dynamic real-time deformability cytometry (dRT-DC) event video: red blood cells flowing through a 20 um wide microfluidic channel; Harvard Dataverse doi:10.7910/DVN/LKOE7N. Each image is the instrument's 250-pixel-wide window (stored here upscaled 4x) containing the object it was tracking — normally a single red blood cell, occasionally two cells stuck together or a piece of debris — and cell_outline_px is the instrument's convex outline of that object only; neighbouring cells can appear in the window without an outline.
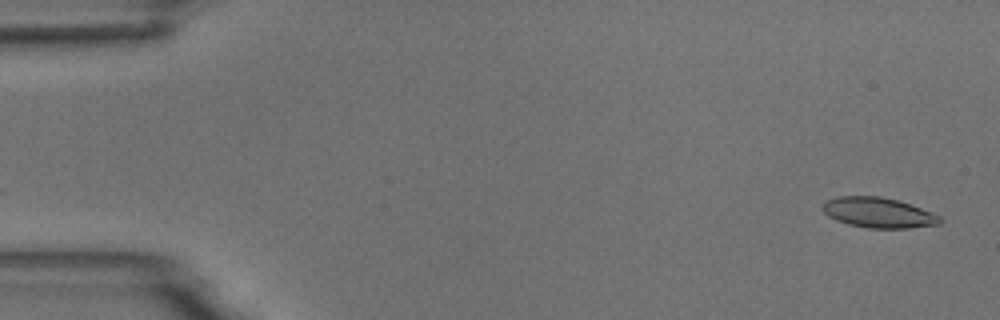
{"species": "common noctule bat (a hibernating species)", "species_latin": "Nyctalus noctula", "temperature_condition": "room temperature", "stored_images_in_passage": 54, "camera_frame_rate_fps": 3000, "um_per_image_px": 0.085, "animal": {"sex": "male", "body_mass_g": 18.8}, "frame": {"image": 1, "passage_image": 1, "time_ms": 0.0, "image_size_px": [1000, 320], "cell_outline_px": [[944, 220], [940, 224], [908, 228], [868, 228], [848, 224], [836, 220], [828, 216], [820, 208], [824, 200], [836, 196], [880, 196], [912, 204], [940, 216]], "centroid_in_image_um": [74.63, 18.07], "position_along_channel_um": 10.4, "area_um2": 20.92}}
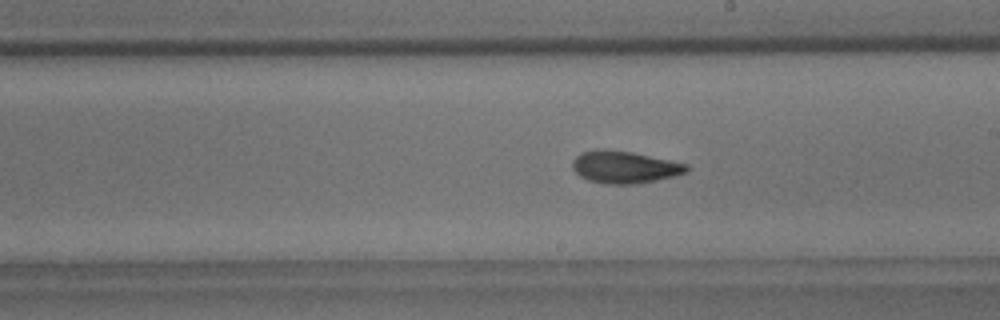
{"frame": {"image": 2, "passage_image": 30, "time_ms": 9.667, "image_size_px": [1000, 320], "cell_outline_px": [[688, 172], [656, 180], [636, 184], [604, 184], [588, 180], [580, 176], [572, 168], [572, 160], [580, 152], [604, 148], [632, 152], [688, 164]], "centroid_in_image_um": [53.05, 14.2], "position_along_channel_um": 236.0, "area_um2": 21.5}}
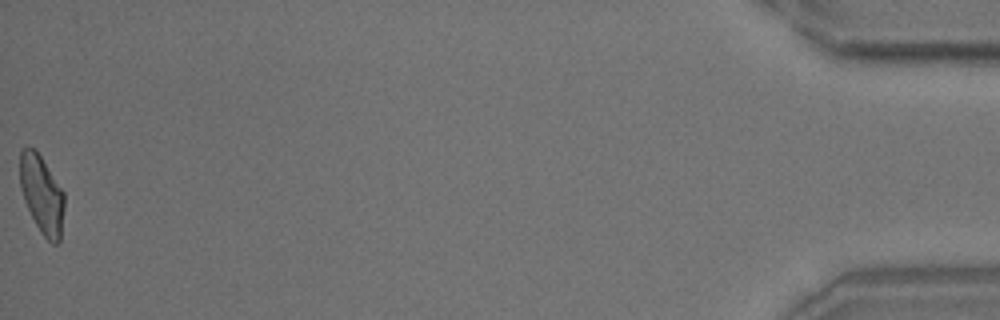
{"frame": {"image": 3, "passage_image": 54, "time_ms": 17.667, "image_size_px": [1000, 320], "cell_outline_px": [[64, 208], [60, 240], [56, 244], [52, 244], [40, 232], [24, 200], [20, 188], [20, 148], [28, 144], [36, 148], [64, 192]], "centroid_in_image_um": [3.54, 16.46], "position_along_channel_um": 431.7, "area_um2": 20.46}, "authors_computed_cell_mechanics": {"area_um2": 20.9525, "velocity_mm_per_s": 3.683, "shape_relaxation_time_tau1_ms": 6.9091, "shape_relaxation_time_tau2_ms": 2.102, "deformation_change_tau1": 0.1716, "deformation_change_tau2": 0.0877}}